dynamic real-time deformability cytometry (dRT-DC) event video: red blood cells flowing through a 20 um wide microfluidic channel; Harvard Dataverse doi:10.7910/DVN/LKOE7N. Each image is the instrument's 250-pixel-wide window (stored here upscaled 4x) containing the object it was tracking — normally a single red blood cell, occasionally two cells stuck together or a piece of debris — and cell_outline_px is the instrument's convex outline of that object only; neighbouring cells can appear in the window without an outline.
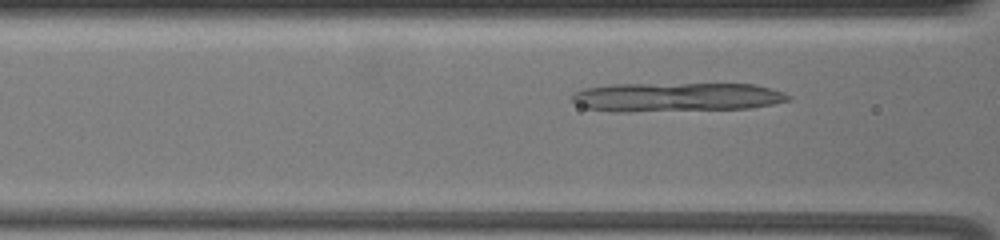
{"species": "common noctule bat (a hibernating species)", "species_latin": "Nyctalus noctula", "temperature_condition": "warm", "stored_images_in_passage": 50, "camera_frame_rate_fps": 3000, "um_per_image_px": 0.085, "animal": {"sex": "female", "body_mass_g": 19.5, "forearm_length_mm": 54.1}, "frame": {"image": 1, "passage_image": 15, "time_ms": 4.667, "image_size_px": [1000, 240], "cell_outline_px": [[792, 100], [752, 108], [628, 112], [608, 112], [588, 108], [576, 104], [572, 100], [572, 92], [584, 88], [612, 84], [756, 84], [772, 88], [784, 92], [792, 96]], "centroid_in_image_um": [57.51, 8.26], "position_along_channel_um": 109.1, "area_um2": 37.05}}
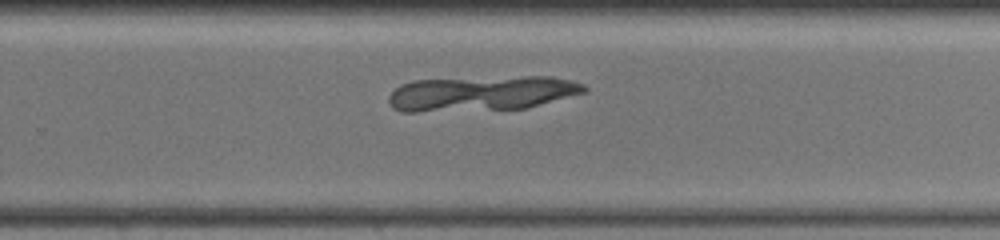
{"frame": {"image": 2, "passage_image": 31, "time_ms": 10.0, "image_size_px": [1000, 240], "cell_outline_px": [[588, 88], [584, 92], [528, 108], [416, 112], [400, 112], [392, 108], [388, 104], [388, 96], [400, 84], [412, 80], [524, 76], [552, 76], [572, 80], [584, 84]], "centroid_in_image_um": [40.9, 7.93], "position_along_channel_um": 288.9, "area_um2": 40.17}}
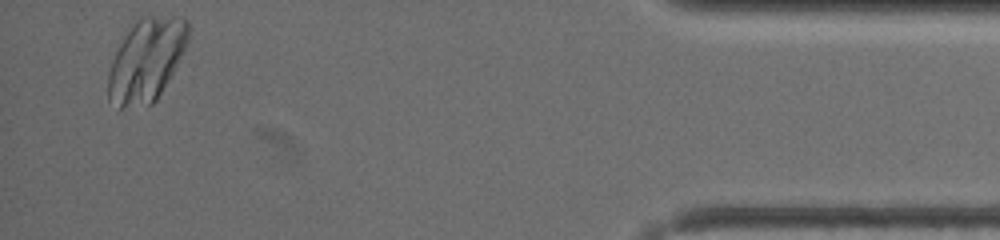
{"frame": {"image": 3, "passage_image": 48, "time_ms": 15.667, "image_size_px": [1000, 240], "cell_outline_px": [[188, 40], [172, 72], [156, 100], [152, 104], [120, 108], [108, 100], [108, 72], [112, 60], [124, 36], [132, 24], [140, 16], [184, 16], [188, 20]], "centroid_in_image_um": [12.42, 5.07], "position_along_channel_um": 422.8, "area_um2": 38.32}}